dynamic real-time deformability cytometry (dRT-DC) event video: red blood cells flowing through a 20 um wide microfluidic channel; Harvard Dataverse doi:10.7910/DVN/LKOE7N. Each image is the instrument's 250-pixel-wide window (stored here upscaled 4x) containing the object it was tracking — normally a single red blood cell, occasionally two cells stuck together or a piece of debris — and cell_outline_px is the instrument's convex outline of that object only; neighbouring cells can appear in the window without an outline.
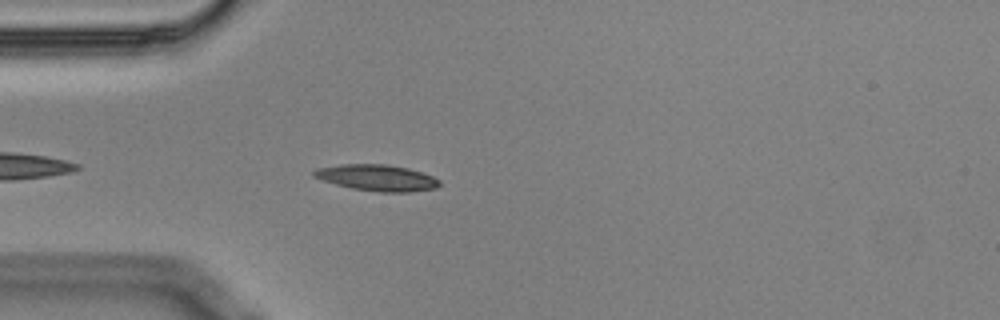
{"species": "Egyptian fruit bat (a non-hibernating species)", "species_latin": "Rousettus aegyptiacus", "temperature_condition": "cold", "stored_images_in_passage": 16, "camera_frame_rate_fps": 3000, "um_per_image_px": 0.085, "animal": {"sex": "male"}, "frame": {"image": 1, "passage_image": 5, "time_ms": 1.333, "image_size_px": [1000, 320], "cell_outline_px": [[440, 184], [436, 188], [408, 192], [380, 192], [352, 188], [336, 184], [312, 176], [312, 172], [316, 168], [340, 164], [388, 164], [408, 168], [432, 176], [440, 180]], "centroid_in_image_um": [32.04, 15.1], "position_along_channel_um": 53.0, "area_um2": 19.13}}
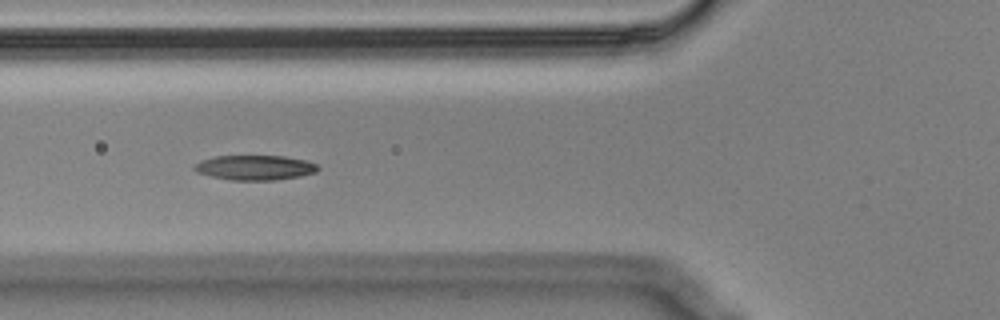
{"frame": {"image": 2, "passage_image": 10, "time_ms": 3.0, "image_size_px": [1000, 320], "cell_outline_px": [[320, 168], [316, 172], [300, 176], [276, 180], [232, 180], [212, 176], [196, 172], [192, 168], [200, 160], [216, 156], [284, 156], [308, 160], [316, 164]], "centroid_in_image_um": [21.69, 14.24], "position_along_channel_um": 104.1, "area_um2": 17.92}}
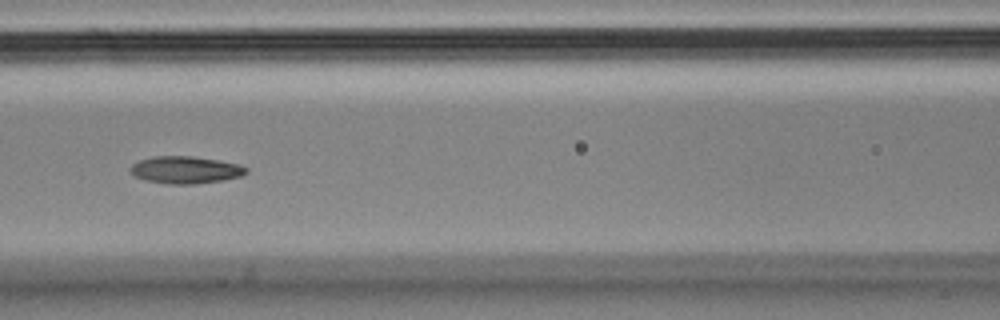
{"frame": {"image": 3, "passage_image": 14, "time_ms": 4.333, "image_size_px": [1000, 320], "cell_outline_px": [[248, 172], [240, 176], [224, 180], [196, 184], [168, 184], [148, 180], [136, 176], [128, 168], [132, 164], [140, 160], [152, 156], [192, 156], [240, 164], [248, 168]], "centroid_in_image_um": [15.79, 14.44], "position_along_channel_um": 150.8, "area_um2": 18.32}}